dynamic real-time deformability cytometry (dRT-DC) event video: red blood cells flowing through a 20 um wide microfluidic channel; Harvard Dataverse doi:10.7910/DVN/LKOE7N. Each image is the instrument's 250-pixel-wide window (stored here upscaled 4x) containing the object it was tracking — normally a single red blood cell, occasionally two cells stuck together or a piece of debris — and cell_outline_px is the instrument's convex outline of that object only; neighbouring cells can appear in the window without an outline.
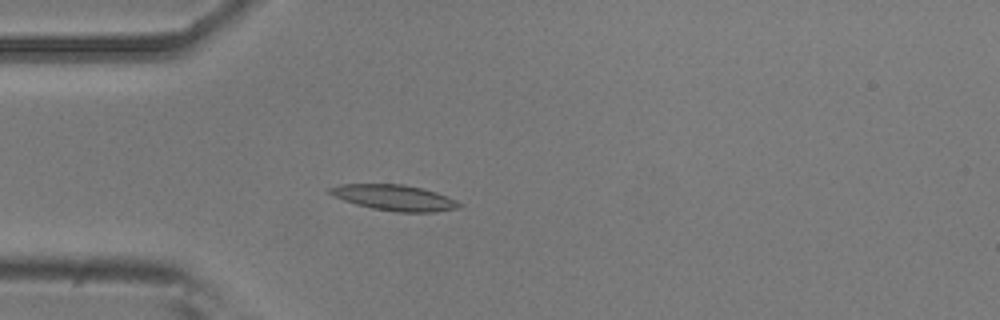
{"species": "common noctule bat (a hibernating species)", "species_latin": "Nyctalus noctula", "temperature_condition": "room temperature", "stored_images_in_passage": 1, "camera_frame_rate_fps": 3000, "um_per_image_px": 0.085, "animal": {"sex": "male", "body_mass_g": 20.5, "forearm_length_mm": 52.5}, "frame": {"image": 1, "passage_image": 1, "time_ms": 0.0, "image_size_px": [1000, 320], "cell_outline_px": [[464, 204], [460, 208], [436, 212], [396, 212], [372, 208], [356, 204], [332, 196], [328, 192], [328, 188], [340, 184], [404, 184], [436, 192], [456, 200]], "centroid_in_image_um": [33.54, 16.81], "position_along_channel_um": 51.5, "area_um2": 19.48}}